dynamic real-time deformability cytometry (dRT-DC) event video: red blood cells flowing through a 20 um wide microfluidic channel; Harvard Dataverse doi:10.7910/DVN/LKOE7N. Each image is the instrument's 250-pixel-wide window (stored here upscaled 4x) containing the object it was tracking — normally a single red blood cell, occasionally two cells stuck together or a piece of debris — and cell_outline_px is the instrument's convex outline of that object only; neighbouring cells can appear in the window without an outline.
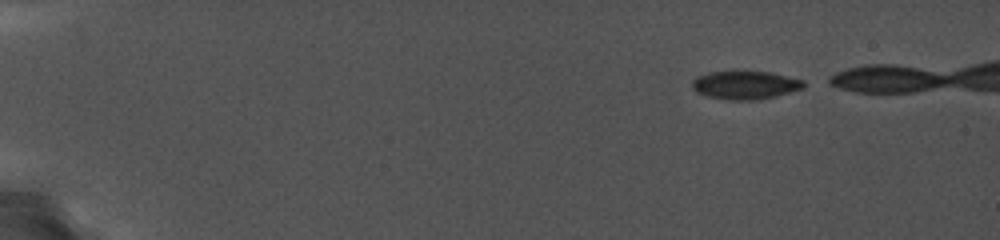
{"species": "common noctule bat (a hibernating species)", "species_latin": "Nyctalus noctula", "temperature_condition": "cold", "stored_images_in_passage": 74, "camera_frame_rate_fps": 5000, "um_per_image_px": 0.085, "animal": {"sex": "female", "body_mass_g": 19.0, "forearm_length_mm": 56.7}, "frame": {"image": 1, "passage_image": 1, "time_ms": 0.0, "image_size_px": [1000, 240], "cell_outline_px": [[812, 84], [804, 88], [772, 96], [712, 96], [696, 92], [692, 88], [692, 80], [696, 76], [708, 72], [732, 68], [744, 68], [772, 72], [804, 80]], "centroid_in_image_um": [63.38, 7.07], "position_along_channel_um": 21.6, "area_um2": 18.15}}
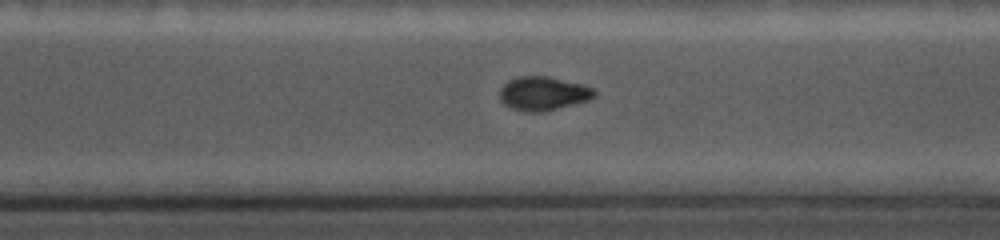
{"frame": {"image": 2, "passage_image": 59, "time_ms": 11.6, "image_size_px": [1000, 240], "cell_outline_px": [[596, 96], [588, 100], [544, 112], [528, 112], [512, 108], [504, 104], [500, 100], [500, 88], [508, 80], [516, 76], [548, 76], [584, 84], [596, 88]], "centroid_in_image_um": [46.19, 7.93], "position_along_channel_um": 324.4, "area_um2": 18.9}}
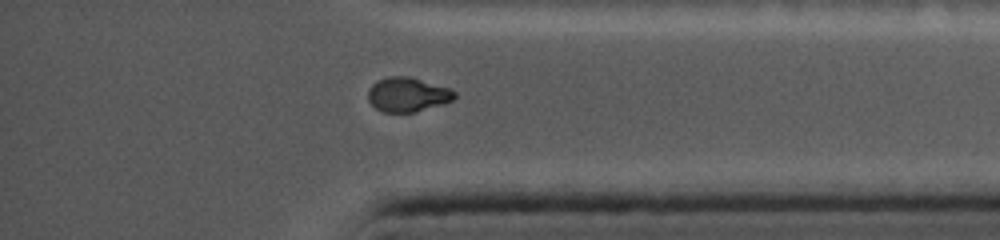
{"frame": {"image": 3, "passage_image": 69, "time_ms": 13.6, "image_size_px": [1000, 240], "cell_outline_px": [[456, 96], [452, 100], [444, 104], [416, 112], [384, 112], [376, 108], [368, 100], [368, 88], [376, 80], [388, 76], [408, 76], [448, 88], [456, 92]], "centroid_in_image_um": [34.62, 8.04], "position_along_channel_um": 400.6, "area_um2": 17.34}}